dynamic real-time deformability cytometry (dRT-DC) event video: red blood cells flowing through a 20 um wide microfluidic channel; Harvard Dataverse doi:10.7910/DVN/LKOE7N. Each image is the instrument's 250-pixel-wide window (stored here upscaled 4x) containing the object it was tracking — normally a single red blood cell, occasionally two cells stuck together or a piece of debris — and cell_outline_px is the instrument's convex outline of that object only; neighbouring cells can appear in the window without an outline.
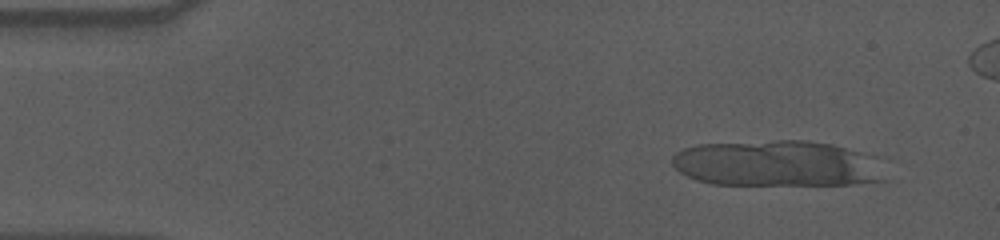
{"species": "human", "species_latin": "Homo sapiens", "temperature_condition": "cold", "stored_images_in_passage": 12, "camera_frame_rate_fps": 3000, "um_per_image_px": 0.085, "donor": {"sex": "male"}, "frame": {"image": 1, "passage_image": 1, "time_ms": 0.0, "image_size_px": [1000, 240], "cell_outline_px": [[892, 180], [852, 184], [712, 184], [696, 180], [680, 172], [672, 164], [672, 156], [676, 152], [684, 148], [700, 144], [776, 140], [804, 140], [832, 144], [888, 156]], "centroid_in_image_um": [66.38, 13.89], "position_along_channel_um": 18.6, "area_um2": 59.25}}